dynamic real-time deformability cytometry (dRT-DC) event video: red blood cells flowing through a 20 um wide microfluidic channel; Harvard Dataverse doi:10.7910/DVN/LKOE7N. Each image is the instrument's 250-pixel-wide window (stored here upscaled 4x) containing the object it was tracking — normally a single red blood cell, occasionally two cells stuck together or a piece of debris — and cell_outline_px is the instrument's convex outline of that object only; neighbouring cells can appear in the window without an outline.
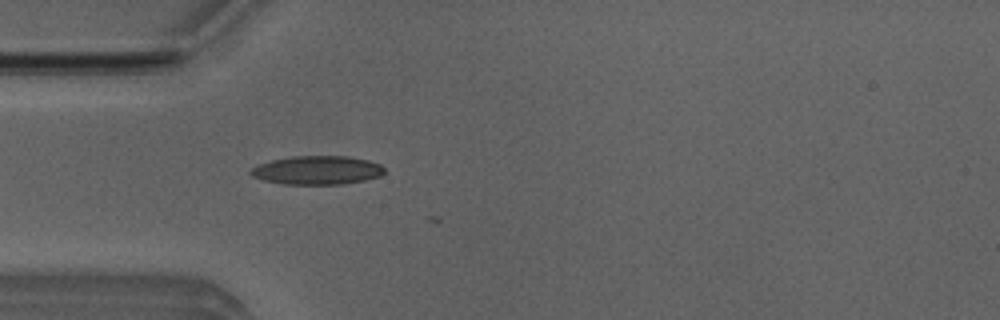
{"species": "Egyptian fruit bat (a non-hibernating species)", "species_latin": "Rousettus aegyptiacus", "temperature_condition": "room temperature", "stored_images_in_passage": 13, "camera_frame_rate_fps": 3000, "um_per_image_px": 0.085, "animal": {"sex": "male"}, "frame": {"image": 1, "passage_image": 12, "time_ms": 3.667, "image_size_px": [1000, 320], "cell_outline_px": [[384, 172], [380, 176], [364, 180], [344, 184], [280, 184], [264, 180], [252, 176], [248, 172], [252, 168], [260, 164], [272, 160], [292, 156], [348, 156], [368, 160], [380, 164], [384, 168]], "centroid_in_image_um": [26.96, 14.47], "position_along_channel_um": 58.0, "area_um2": 22.31}}